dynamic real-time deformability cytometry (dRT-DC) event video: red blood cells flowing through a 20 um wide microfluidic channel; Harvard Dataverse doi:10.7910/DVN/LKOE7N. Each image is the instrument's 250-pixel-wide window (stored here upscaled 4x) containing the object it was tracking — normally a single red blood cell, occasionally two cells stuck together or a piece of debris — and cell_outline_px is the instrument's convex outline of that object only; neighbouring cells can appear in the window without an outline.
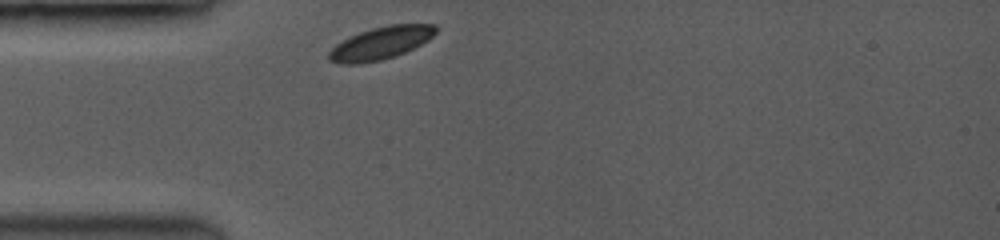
{"species": "common noctule bat (a hibernating species)", "species_latin": "Nyctalus noctula", "temperature_condition": "room temperature", "stored_images_in_passage": 1, "camera_frame_rate_fps": 3500, "um_per_image_px": 0.085, "animal": {"sex": "female", "body_mass_g": 19.0, "forearm_length_mm": 53.3}, "frame": {"image": 1, "passage_image": 1, "time_ms": 0.0, "image_size_px": [1000, 240], "cell_outline_px": [[436, 32], [428, 40], [404, 52], [380, 60], [356, 64], [340, 64], [328, 60], [328, 52], [336, 44], [360, 32], [372, 28], [388, 24], [436, 24]], "centroid_in_image_um": [32.34, 3.66], "position_along_channel_um": 52.7, "area_um2": 20.0}}